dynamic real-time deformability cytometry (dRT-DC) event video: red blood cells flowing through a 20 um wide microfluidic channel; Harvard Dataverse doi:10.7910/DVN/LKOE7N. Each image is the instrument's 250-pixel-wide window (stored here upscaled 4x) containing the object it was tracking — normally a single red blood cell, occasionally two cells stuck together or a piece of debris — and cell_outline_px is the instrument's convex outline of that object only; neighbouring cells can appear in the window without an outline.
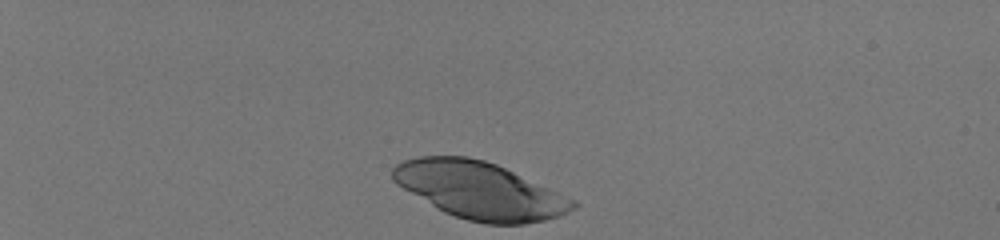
{"species": "human", "species_latin": "Homo sapiens", "temperature_condition": "room temperature", "stored_images_in_passage": 18, "camera_frame_rate_fps": 3000, "um_per_image_px": 0.085, "donor": {"sex": "male"}, "frame": {"image": 1, "passage_image": 1, "time_ms": 0.0, "image_size_px": [1000, 240], "cell_outline_px": [[580, 204], [576, 208], [560, 216], [544, 220], [524, 224], [484, 224], [468, 220], [444, 212], [436, 208], [396, 184], [392, 180], [392, 168], [396, 164], [404, 160], [420, 156], [468, 156], [484, 160], [496, 164], [576, 200]], "centroid_in_image_um": [40.77, 16.19], "position_along_channel_um": 44.2, "area_um2": 59.77}}